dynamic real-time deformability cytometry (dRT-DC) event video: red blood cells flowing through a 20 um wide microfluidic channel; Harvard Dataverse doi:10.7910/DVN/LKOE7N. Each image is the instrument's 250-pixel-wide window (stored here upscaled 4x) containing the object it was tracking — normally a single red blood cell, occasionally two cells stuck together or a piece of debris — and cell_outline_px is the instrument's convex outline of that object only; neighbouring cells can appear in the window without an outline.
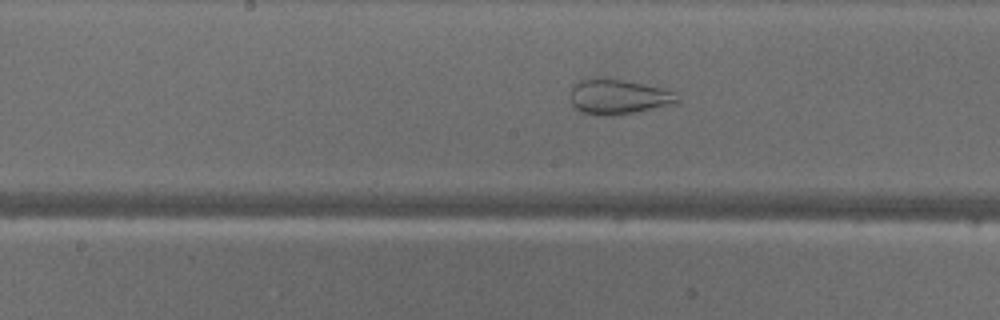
{"species": "common noctule bat (a hibernating species)", "species_latin": "Nyctalus noctula", "temperature_condition": "warm", "stored_images_in_passage": 37, "camera_frame_rate_fps": 3000, "um_per_image_px": 0.085, "animal": {"sex": "male", "body_mass_g": 18.8}, "frame": {"image": 1, "passage_image": 13, "time_ms": 4.0, "image_size_px": [1000, 320], "cell_outline_px": [[680, 100], [676, 104], [620, 116], [596, 116], [580, 112], [572, 104], [568, 96], [572, 88], [580, 80], [624, 80], [660, 88], [672, 92]], "centroid_in_image_um": [52.55, 8.29], "position_along_channel_um": 195.7, "area_um2": 21.73}}
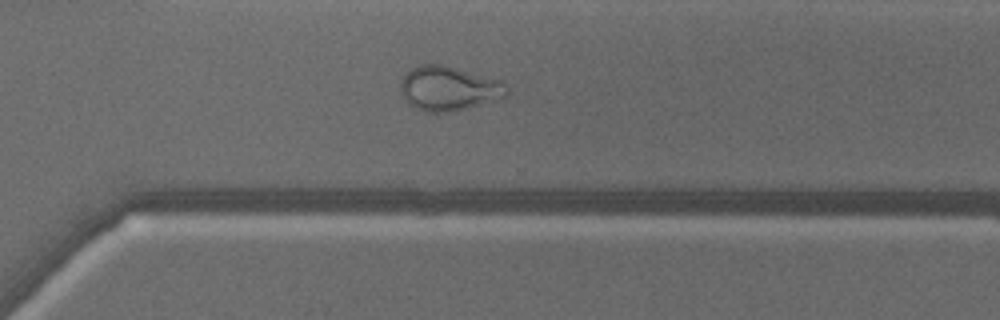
{"frame": {"image": 2, "passage_image": 23, "time_ms": 7.333, "image_size_px": [1000, 320], "cell_outline_px": [[508, 96], [468, 108], [452, 112], [424, 112], [408, 104], [400, 88], [400, 80], [412, 68], [420, 64], [440, 64], [456, 68], [500, 80], [508, 88]], "centroid_in_image_um": [38.14, 7.53], "position_along_channel_um": 332.5, "area_um2": 27.4}}
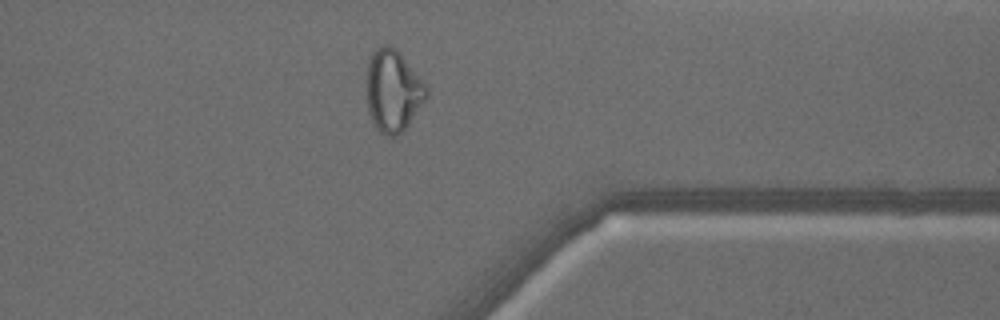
{"frame": {"image": 3, "passage_image": 27, "time_ms": 8.667, "image_size_px": [1000, 320], "cell_outline_px": [[428, 96], [408, 124], [396, 136], [388, 136], [380, 132], [376, 128], [368, 112], [368, 60], [372, 52], [384, 44], [392, 44], [400, 52], [428, 84]], "centroid_in_image_um": [33.44, 7.67], "position_along_channel_um": 378.0, "area_um2": 28.61}, "authors_computed_cell_mechanics": {"area_um2": 28.8422, "velocity_mm_per_s": 4.1251, "shape_relaxation_time_tau1_ms": null, "shape_relaxation_time_tau2_ms": 0.992, "deformation_change_tau1": null, "deformation_change_tau2": 0.0719}}